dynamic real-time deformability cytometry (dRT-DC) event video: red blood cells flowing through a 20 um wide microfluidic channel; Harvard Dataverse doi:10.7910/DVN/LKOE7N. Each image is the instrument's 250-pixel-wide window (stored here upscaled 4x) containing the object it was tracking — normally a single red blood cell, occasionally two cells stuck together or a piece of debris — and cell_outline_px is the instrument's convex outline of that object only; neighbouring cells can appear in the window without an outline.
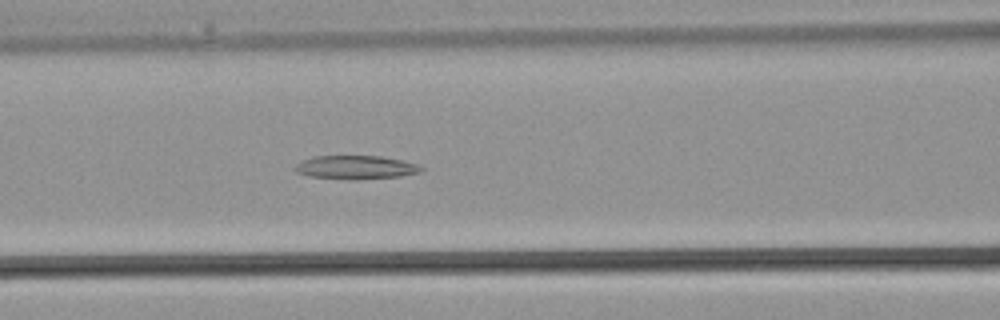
{"species": "common noctule bat (a hibernating species)", "species_latin": "Nyctalus noctula", "temperature_condition": "warm", "stored_images_in_passage": 35, "camera_frame_rate_fps": 3000, "um_per_image_px": 0.085, "animal": {"sex": "male", "body_mass_g": 21.5, "forearm_length_mm": 52.0}, "frame": {"image": 1, "passage_image": 14, "time_ms": 4.333, "image_size_px": [1000, 320], "cell_outline_px": [[424, 168], [420, 172], [400, 176], [356, 180], [308, 176], [296, 172], [292, 168], [300, 160], [312, 156], [380, 156], [404, 160], [420, 164]], "centroid_in_image_um": [30.23, 14.22], "position_along_channel_um": 136.4, "area_um2": 17.63}}
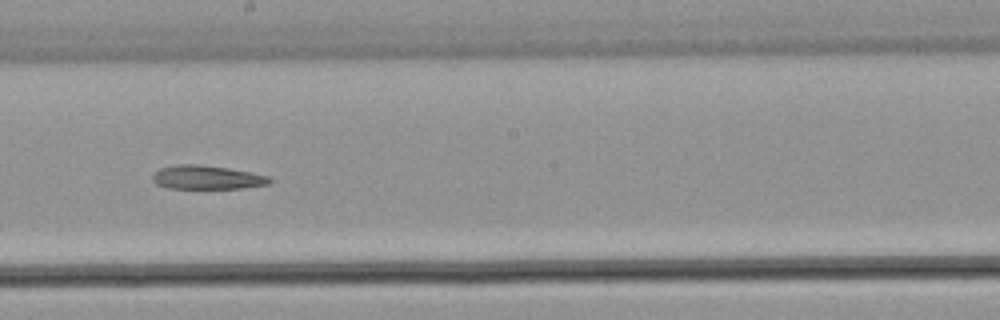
{"frame": {"image": 2, "passage_image": 19, "time_ms": 6.0, "image_size_px": [1000, 320], "cell_outline_px": [[272, 180], [268, 184], [244, 188], [168, 188], [156, 184], [152, 180], [152, 176], [160, 168], [176, 164], [200, 164], [228, 168], [252, 172], [272, 176]], "centroid_in_image_um": [17.62, 15.07], "position_along_channel_um": 230.6, "area_um2": 16.36}}
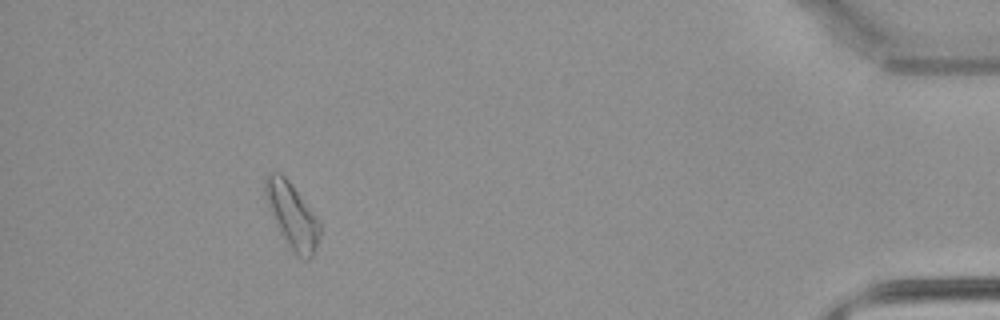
{"frame": {"image": 3, "passage_image": 32, "time_ms": 10.333, "image_size_px": [1000, 320], "cell_outline_px": [[320, 236], [316, 248], [312, 256], [308, 260], [304, 260], [296, 256], [288, 248], [284, 240], [264, 196], [264, 180], [272, 172], [280, 172], [288, 180], [320, 220]], "centroid_in_image_um": [24.85, 18.36], "position_along_channel_um": 410.3, "area_um2": 20.75}}